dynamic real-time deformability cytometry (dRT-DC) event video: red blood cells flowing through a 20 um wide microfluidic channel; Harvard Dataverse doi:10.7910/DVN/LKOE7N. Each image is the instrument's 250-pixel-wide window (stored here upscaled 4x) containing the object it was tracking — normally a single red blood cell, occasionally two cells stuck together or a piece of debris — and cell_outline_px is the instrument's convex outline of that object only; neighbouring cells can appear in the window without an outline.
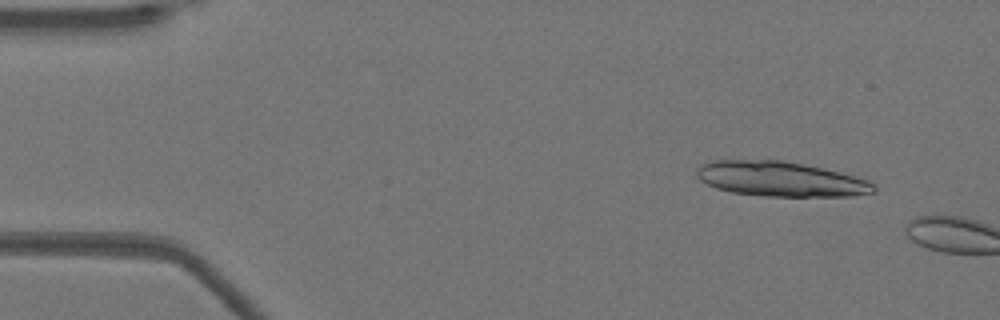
{"species": "Egyptian fruit bat (a non-hibernating species)", "species_latin": "Rousettus aegyptiacus", "temperature_condition": "warm", "stored_images_in_passage": 7, "camera_frame_rate_fps": 3000, "um_per_image_px": 0.085, "animal": {"sex": "female"}, "frame": {"image": 1, "passage_image": 5, "time_ms": 1.333, "image_size_px": [1000, 320], "cell_outline_px": [[876, 192], [852, 196], [764, 196], [732, 192], [716, 188], [700, 180], [696, 176], [696, 168], [700, 164], [712, 160], [780, 160], [840, 172], [872, 180], [876, 184]], "centroid_in_image_um": [66.37, 15.22], "position_along_channel_um": 18.6, "area_um2": 36.13}}